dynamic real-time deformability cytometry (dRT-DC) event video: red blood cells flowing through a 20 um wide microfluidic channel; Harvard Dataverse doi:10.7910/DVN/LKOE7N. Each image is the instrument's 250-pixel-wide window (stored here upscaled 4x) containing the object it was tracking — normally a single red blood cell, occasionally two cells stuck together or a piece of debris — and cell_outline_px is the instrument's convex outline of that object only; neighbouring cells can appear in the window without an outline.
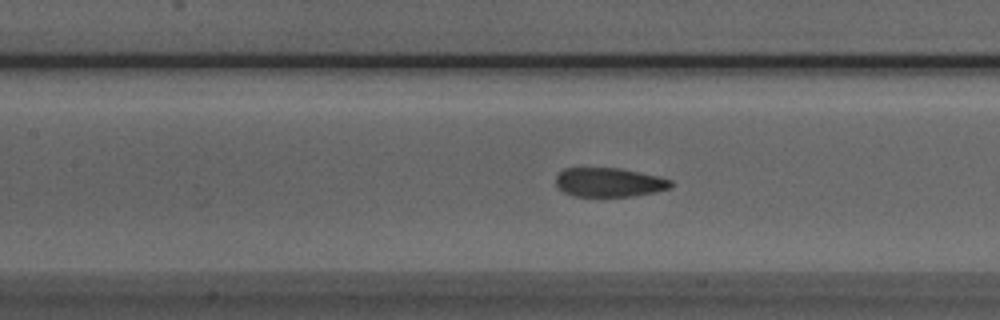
{"species": "Egyptian fruit bat (a non-hibernating species)", "species_latin": "Rousettus aegyptiacus", "temperature_condition": "room temperature", "stored_images_in_passage": 29, "camera_frame_rate_fps": 3000, "um_per_image_px": 0.085, "animal": {"sex": "male"}, "frame": {"image": 1, "passage_image": 7, "time_ms": 2.0, "image_size_px": [1000, 320], "cell_outline_px": [[672, 188], [656, 192], [632, 196], [576, 196], [564, 192], [556, 184], [556, 176], [564, 168], [620, 168], [660, 176], [672, 180]], "centroid_in_image_um": [51.82, 15.49], "position_along_channel_um": 155.6, "area_um2": 19.54}}
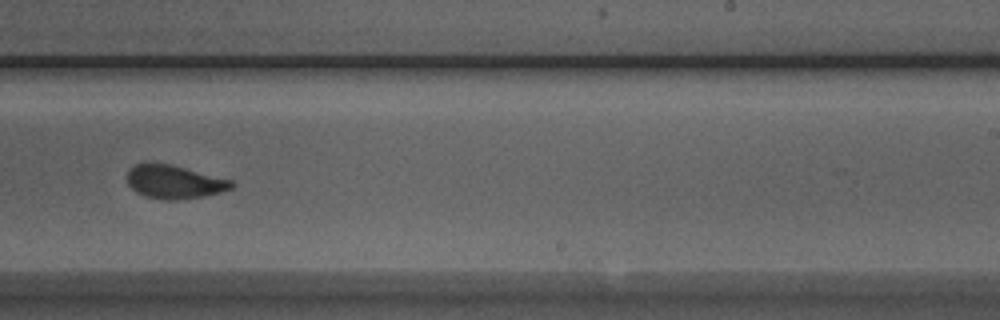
{"frame": {"image": 2, "passage_image": 16, "time_ms": 5.0, "image_size_px": [1000, 320], "cell_outline_px": [[236, 184], [232, 188], [220, 192], [204, 196], [176, 200], [164, 200], [144, 196], [136, 192], [128, 184], [128, 168], [136, 164], [172, 164], [232, 180]], "centroid_in_image_um": [14.83, 15.47], "position_along_channel_um": 274.2, "area_um2": 20.29}}
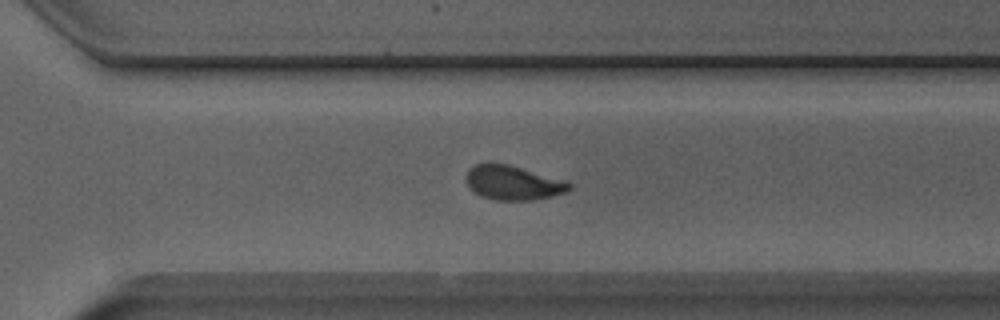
{"frame": {"image": 3, "passage_image": 20, "time_ms": 6.333, "image_size_px": [1000, 320], "cell_outline_px": [[572, 188], [564, 192], [552, 196], [532, 200], [496, 200], [480, 196], [468, 188], [464, 176], [468, 168], [476, 164], [508, 164], [572, 184]], "centroid_in_image_um": [43.5, 15.55], "position_along_channel_um": 327.1, "area_um2": 20.29}}